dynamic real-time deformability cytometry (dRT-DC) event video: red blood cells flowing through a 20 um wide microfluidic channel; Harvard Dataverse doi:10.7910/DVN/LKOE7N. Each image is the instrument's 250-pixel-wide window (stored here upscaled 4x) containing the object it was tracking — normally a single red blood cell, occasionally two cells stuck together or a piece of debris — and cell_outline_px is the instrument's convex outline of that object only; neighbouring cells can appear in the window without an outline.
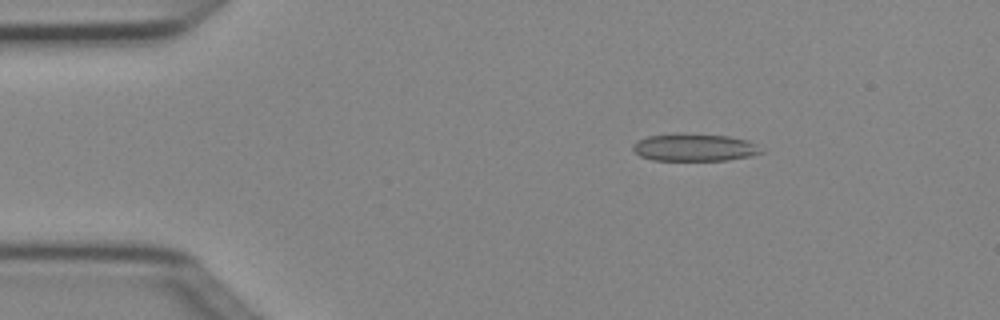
{"species": "Egyptian fruit bat (a non-hibernating species)", "species_latin": "Rousettus aegyptiacus", "temperature_condition": "cold", "stored_images_in_passage": 5, "camera_frame_rate_fps": 3000, "um_per_image_px": 0.085, "animal": {"sex": "female"}, "frame": {"image": 1, "passage_image": 3, "time_ms": 0.667, "image_size_px": [1000, 320], "cell_outline_px": [[764, 152], [752, 156], [728, 160], [652, 160], [640, 156], [632, 148], [632, 144], [636, 140], [648, 136], [676, 132], [728, 136], [748, 140], [764, 148]], "centroid_in_image_um": [59.04, 12.52], "position_along_channel_um": 26.0, "area_um2": 20.98}}
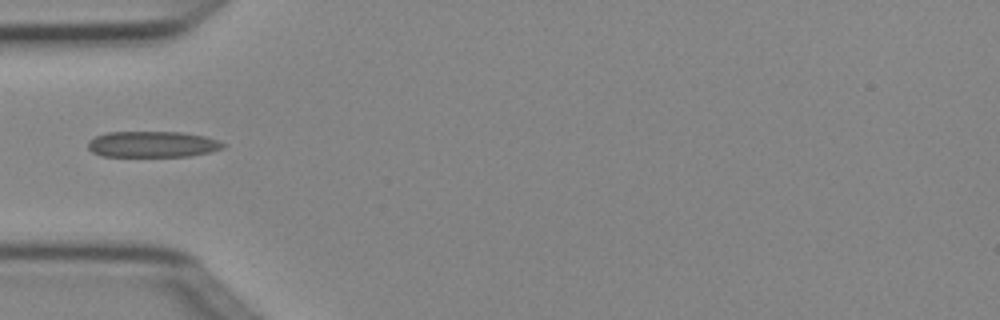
{"frame": {"image": 2, "passage_image": 5, "time_ms": 1.333, "image_size_px": [1000, 320], "cell_outline_px": [[224, 148], [212, 152], [192, 156], [100, 156], [92, 152], [88, 148], [88, 140], [96, 136], [108, 132], [180, 132], [204, 136], [216, 140], [224, 144]], "centroid_in_image_um": [12.95, 12.27], "position_along_channel_um": 72.1, "area_um2": 20.52}}